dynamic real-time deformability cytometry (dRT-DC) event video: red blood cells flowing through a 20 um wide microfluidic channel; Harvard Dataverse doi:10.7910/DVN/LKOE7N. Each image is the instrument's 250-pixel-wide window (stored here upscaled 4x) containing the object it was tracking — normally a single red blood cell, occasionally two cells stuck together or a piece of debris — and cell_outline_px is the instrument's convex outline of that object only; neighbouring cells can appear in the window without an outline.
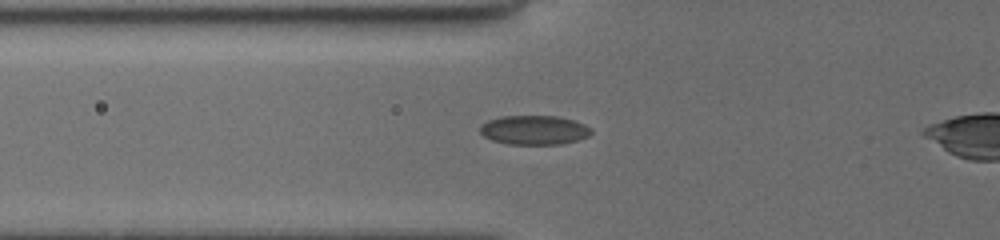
{"species": "common noctule bat (a hibernating species)", "species_latin": "Nyctalus noctula", "temperature_condition": "cold", "stored_images_in_passage": 8, "camera_frame_rate_fps": 3000, "um_per_image_px": 0.085, "animal": {"sex": "female", "body_mass_g": 19.5, "forearm_length_mm": 54.1}, "frame": {"image": 1, "passage_image": 4, "time_ms": 2.667, "image_size_px": [1000, 240], "cell_outline_px": [[592, 132], [588, 136], [576, 140], [560, 144], [508, 144], [492, 140], [484, 136], [480, 132], [480, 124], [488, 120], [504, 116], [556, 116], [572, 120], [584, 124], [592, 128]], "centroid_in_image_um": [45.39, 11.05], "position_along_channel_um": 80.4, "area_um2": 18.84}}
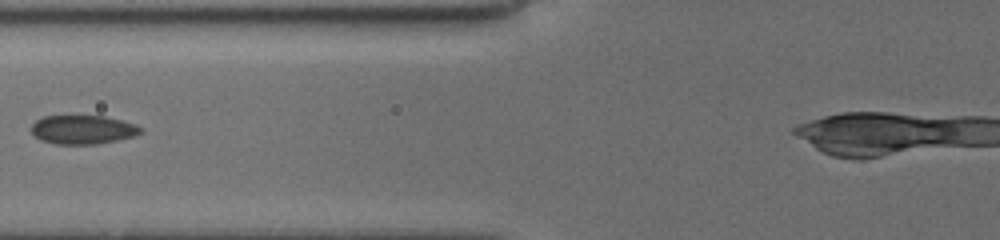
{"frame": {"image": 2, "passage_image": 5, "time_ms": 3.667, "image_size_px": [1000, 240], "cell_outline_px": [[144, 128], [140, 132], [132, 136], [116, 140], [96, 144], [56, 144], [40, 140], [32, 132], [32, 124], [36, 120], [44, 116], [104, 116], [136, 124]], "centroid_in_image_um": [7.03, 11.01], "position_along_channel_um": 118.8, "area_um2": 18.21}}
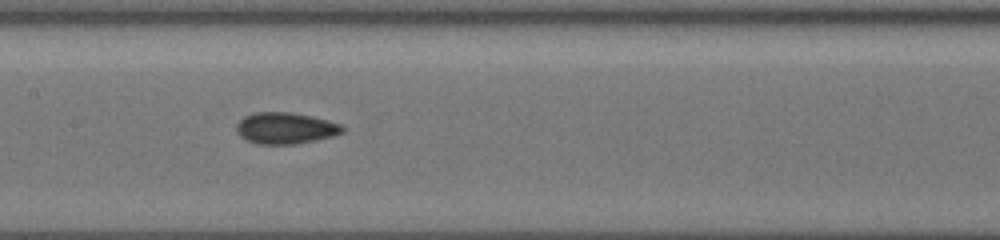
{"frame": {"image": 3, "passage_image": 7, "time_ms": 5.333, "image_size_px": [1000, 240], "cell_outline_px": [[344, 132], [332, 136], [316, 140], [296, 144], [256, 144], [244, 140], [236, 132], [236, 124], [244, 116], [252, 112], [292, 112], [312, 116], [328, 120], [340, 124], [344, 128]], "centroid_in_image_um": [24.23, 10.89], "position_along_channel_um": 183.2, "area_um2": 19.65}}